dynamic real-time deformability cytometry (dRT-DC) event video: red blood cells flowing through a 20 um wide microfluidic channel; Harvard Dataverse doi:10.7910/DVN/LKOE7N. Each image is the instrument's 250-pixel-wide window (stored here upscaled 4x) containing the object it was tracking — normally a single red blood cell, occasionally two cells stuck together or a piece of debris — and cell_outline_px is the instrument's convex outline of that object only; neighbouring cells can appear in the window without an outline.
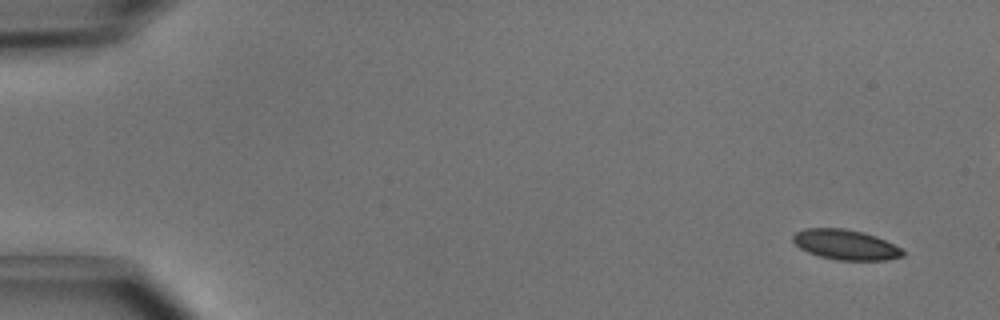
{"species": "common noctule bat (a hibernating species)", "species_latin": "Nyctalus noctula", "temperature_condition": "cold", "stored_images_in_passage": 5, "camera_frame_rate_fps": 3000, "um_per_image_px": 0.085, "animal": {"sex": "male", "body_mass_g": 15.6}, "frame": {"image": 1, "passage_image": 1, "time_ms": 0.0, "image_size_px": [1000, 320], "cell_outline_px": [[904, 256], [884, 260], [836, 260], [820, 256], [808, 252], [800, 248], [792, 240], [792, 236], [796, 232], [808, 228], [844, 228], [864, 232], [876, 236], [900, 248], [904, 252]], "centroid_in_image_um": [71.86, 20.79], "position_along_channel_um": 13.1, "area_um2": 19.13}}